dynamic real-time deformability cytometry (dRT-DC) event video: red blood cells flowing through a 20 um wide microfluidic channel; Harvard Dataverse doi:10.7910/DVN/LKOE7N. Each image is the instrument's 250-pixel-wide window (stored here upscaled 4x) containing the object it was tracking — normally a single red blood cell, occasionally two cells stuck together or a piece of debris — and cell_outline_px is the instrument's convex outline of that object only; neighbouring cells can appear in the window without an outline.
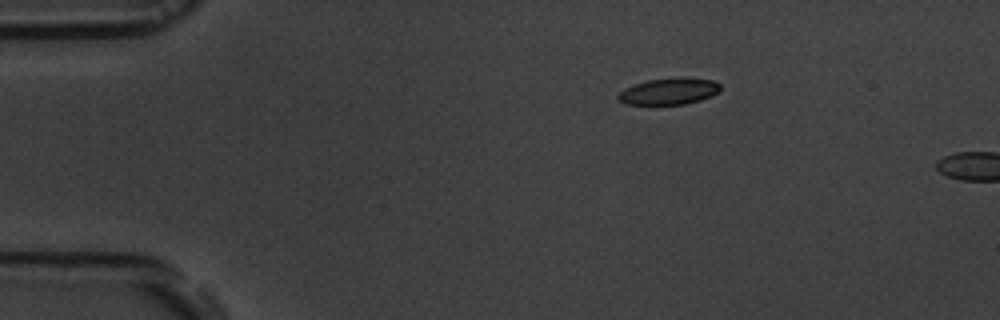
{"species": "common noctule bat (a hibernating species)", "species_latin": "Nyctalus noctula", "temperature_condition": "room temperature", "stored_images_in_passage": 2, "camera_frame_rate_fps": 3000, "um_per_image_px": 0.085, "animal": {"sex": "male", "body_mass_g": 19.5, "forearm_length_mm": 54.6}, "frame": {"image": 1, "passage_image": 1, "time_ms": 0.0, "image_size_px": [1000, 320], "cell_outline_px": [[720, 92], [700, 100], [684, 104], [624, 104], [616, 96], [624, 88], [648, 80], [680, 76], [684, 76], [712, 80], [720, 84]], "centroid_in_image_um": [56.89, 7.74], "position_along_channel_um": 28.1, "area_um2": 15.9}}